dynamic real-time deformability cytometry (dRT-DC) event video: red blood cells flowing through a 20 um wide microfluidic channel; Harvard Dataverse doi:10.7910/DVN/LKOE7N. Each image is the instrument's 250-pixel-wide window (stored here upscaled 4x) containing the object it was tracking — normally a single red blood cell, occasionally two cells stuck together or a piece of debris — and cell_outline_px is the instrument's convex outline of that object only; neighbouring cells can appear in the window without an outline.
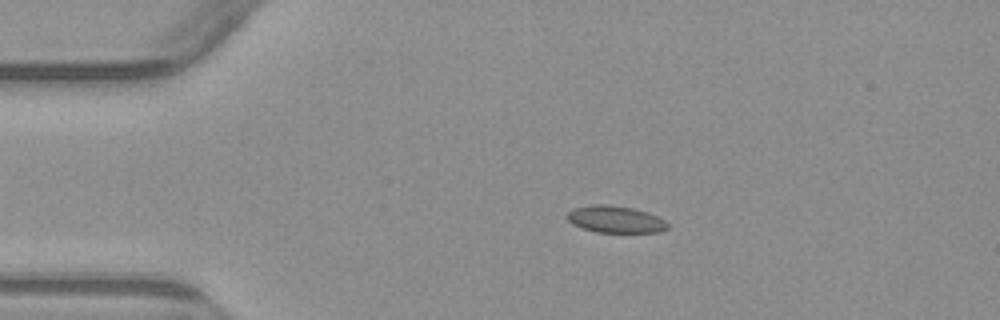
{"species": "common noctule bat (a hibernating species)", "species_latin": "Nyctalus noctula", "temperature_condition": "warm", "stored_images_in_passage": 4, "camera_frame_rate_fps": 3000, "um_per_image_px": 0.085, "animal": {"sex": "male", "body_mass_g": 23.1, "forearm_length_mm": 52.7}, "frame": {"image": 1, "passage_image": 2, "time_ms": 1.333, "image_size_px": [1000, 320], "cell_outline_px": [[668, 228], [660, 232], [596, 232], [580, 228], [572, 224], [564, 216], [572, 208], [592, 204], [608, 204], [632, 208], [648, 212], [664, 220], [668, 224]], "centroid_in_image_um": [52.25, 18.64], "position_along_channel_um": 32.7, "area_um2": 15.95}}
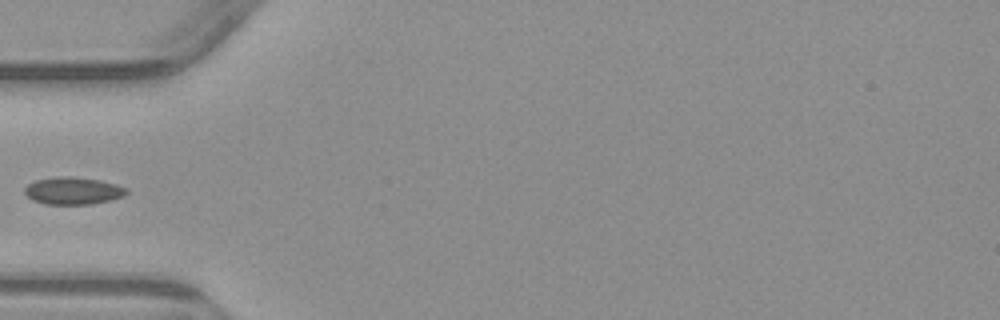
{"frame": {"image": 2, "passage_image": 4, "time_ms": 3.667, "image_size_px": [1000, 320], "cell_outline_px": [[128, 192], [124, 196], [112, 200], [92, 204], [44, 204], [32, 200], [24, 192], [24, 188], [28, 184], [36, 180], [56, 176], [72, 176], [100, 180], [116, 184], [128, 188]], "centroid_in_image_um": [6.23, 16.21], "position_along_channel_um": 78.8, "area_um2": 16.42}}